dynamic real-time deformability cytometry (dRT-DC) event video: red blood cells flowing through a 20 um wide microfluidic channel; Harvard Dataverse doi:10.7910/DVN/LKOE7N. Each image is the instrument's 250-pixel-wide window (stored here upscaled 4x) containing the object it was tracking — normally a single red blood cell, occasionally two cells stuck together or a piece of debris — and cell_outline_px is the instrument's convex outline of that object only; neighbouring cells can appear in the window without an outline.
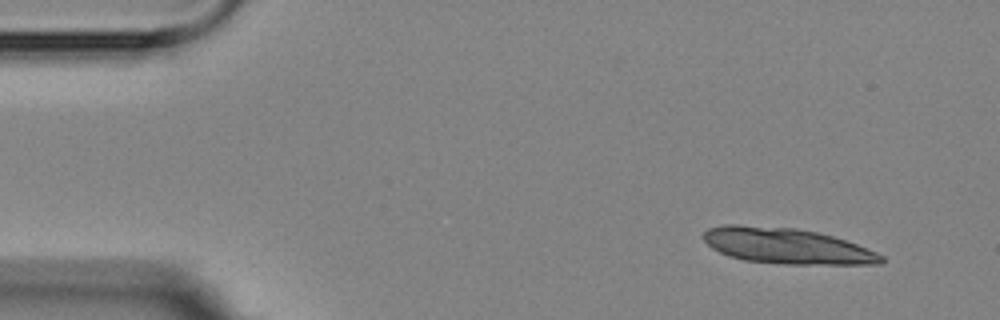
{"species": "Egyptian fruit bat (a non-hibernating species)", "species_latin": "Rousettus aegyptiacus", "temperature_condition": "room temperature", "stored_images_in_passage": 4, "camera_frame_rate_fps": 3000, "um_per_image_px": 0.085, "animal": {"sex": "female"}, "frame": {"image": 1, "passage_image": 1, "time_ms": 0.0, "image_size_px": [1000, 320], "cell_outline_px": [[884, 260], [880, 264], [784, 264], [744, 260], [728, 256], [712, 248], [704, 240], [704, 232], [708, 228], [724, 224], [736, 224], [796, 228], [816, 232], [832, 236], [856, 244], [876, 252], [884, 256]], "centroid_in_image_um": [66.85, 20.9], "position_along_channel_um": 18.2, "area_um2": 36.88}}